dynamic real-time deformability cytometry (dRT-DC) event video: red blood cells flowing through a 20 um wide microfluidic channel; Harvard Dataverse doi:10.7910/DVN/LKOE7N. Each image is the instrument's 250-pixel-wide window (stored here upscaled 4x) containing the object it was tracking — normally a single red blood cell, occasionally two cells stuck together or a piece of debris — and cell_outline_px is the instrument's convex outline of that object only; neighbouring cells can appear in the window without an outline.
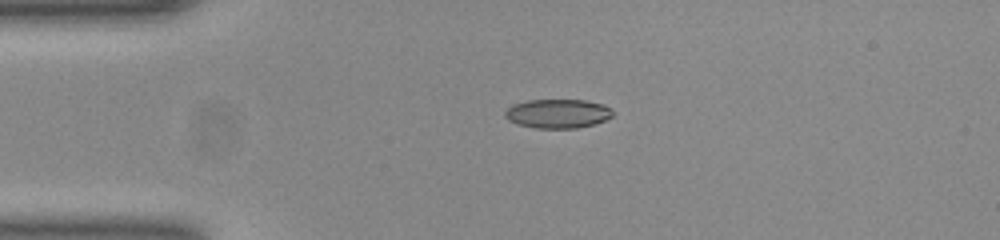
{"species": "common noctule bat (a hibernating species)", "species_latin": "Nyctalus noctula", "temperature_condition": "room temperature", "stored_images_in_passage": 35, "camera_frame_rate_fps": 3000, "um_per_image_px": 0.085, "animal": {"sex": "female", "body_mass_g": 23.0, "forearm_length_mm": 53.4}, "frame": {"image": 1, "passage_image": 1, "time_ms": 0.0, "image_size_px": [1000, 240], "cell_outline_px": [[612, 116], [604, 120], [592, 124], [576, 128], [536, 128], [516, 124], [508, 120], [504, 116], [504, 112], [512, 104], [528, 100], [584, 100], [604, 104], [612, 112]], "centroid_in_image_um": [47.35, 9.65], "position_along_channel_um": 37.7, "area_um2": 18.15}}
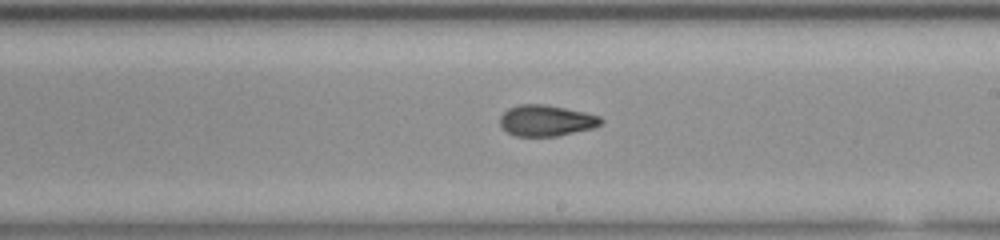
{"frame": {"image": 2, "passage_image": 19, "time_ms": 6.0, "image_size_px": [1000, 240], "cell_outline_px": [[604, 120], [600, 124], [592, 128], [556, 136], [516, 136], [508, 132], [500, 124], [500, 116], [508, 108], [520, 104], [544, 104], [584, 112], [600, 116]], "centroid_in_image_um": [46.42, 10.24], "position_along_channel_um": 242.6, "area_um2": 18.09}}
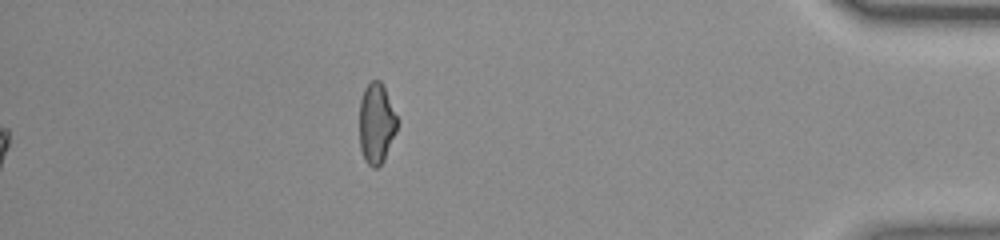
{"frame": {"image": 3, "passage_image": 35, "time_ms": 11.333, "image_size_px": [1000, 240], "cell_outline_px": [[396, 132], [384, 160], [376, 168], [372, 168], [364, 160], [360, 148], [360, 100], [364, 88], [372, 80], [380, 80], [384, 88], [396, 116]], "centroid_in_image_um": [31.97, 10.52], "position_along_channel_um": 403.2, "area_um2": 17.46}, "authors_computed_cell_mechanics": {"area_um2": 18.785, "velocity_mm_per_s": 3.9234, "shape_relaxation_time_tau1_ms": null, "shape_relaxation_time_tau2_ms": 2.4808, "deformation_change_tau1": null, "deformation_change_tau2": 0.0835}}